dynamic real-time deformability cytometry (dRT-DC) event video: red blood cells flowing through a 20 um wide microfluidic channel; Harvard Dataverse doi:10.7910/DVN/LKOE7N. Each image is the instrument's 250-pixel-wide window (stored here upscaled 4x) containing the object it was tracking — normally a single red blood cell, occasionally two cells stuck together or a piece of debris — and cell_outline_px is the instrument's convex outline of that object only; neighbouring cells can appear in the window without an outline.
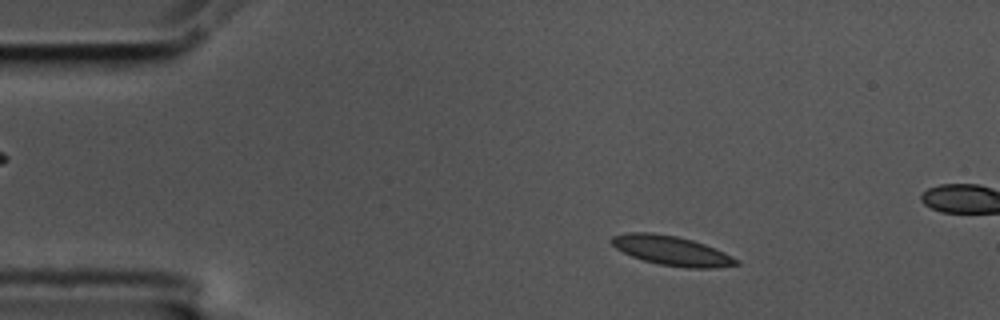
{"species": "common noctule bat (a hibernating species)", "species_latin": "Nyctalus noctula", "temperature_condition": "cold", "stored_images_in_passage": 15, "camera_frame_rate_fps": 3000, "um_per_image_px": 0.085, "animal": {"sex": "male", "body_mass_g": 17.5, "forearm_length_mm": 52.3}, "frame": {"image": 1, "passage_image": 7, "time_ms": 2.0, "image_size_px": [1000, 320], "cell_outline_px": [[740, 264], [712, 268], [688, 268], [660, 264], [644, 260], [632, 256], [616, 248], [612, 244], [612, 236], [628, 232], [652, 232], [676, 236], [692, 240], [704, 244], [724, 252], [740, 260]], "centroid_in_image_um": [57.11, 21.3], "position_along_channel_um": 27.9, "area_um2": 21.21}}